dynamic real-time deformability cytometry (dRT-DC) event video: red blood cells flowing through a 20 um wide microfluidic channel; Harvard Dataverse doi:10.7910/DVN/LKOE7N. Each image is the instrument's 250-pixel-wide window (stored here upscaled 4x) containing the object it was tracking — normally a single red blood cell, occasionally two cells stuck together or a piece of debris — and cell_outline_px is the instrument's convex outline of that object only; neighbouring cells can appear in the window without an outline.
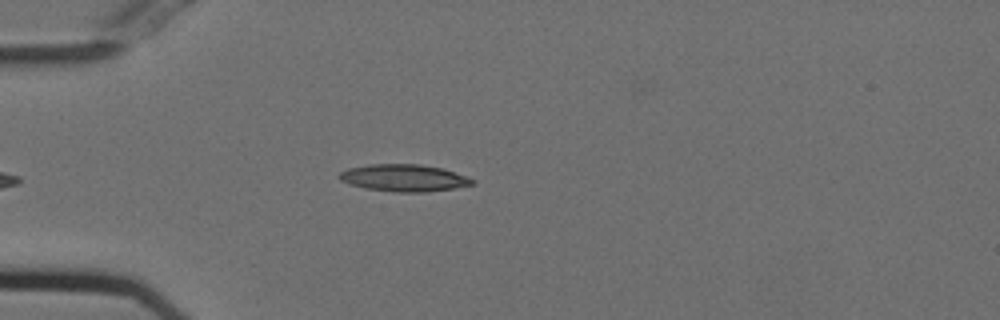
{"species": "Egyptian fruit bat (a non-hibernating species)", "species_latin": "Rousettus aegyptiacus", "temperature_condition": "cold", "stored_images_in_passage": 38, "camera_frame_rate_fps": 3000, "um_per_image_px": 0.085, "animal": {"sex": "female"}, "frame": {"image": 1, "passage_image": 2, "time_ms": 0.333, "image_size_px": [1000, 320], "cell_outline_px": [[476, 180], [472, 184], [452, 188], [424, 192], [396, 192], [368, 188], [348, 184], [340, 180], [336, 176], [340, 172], [348, 168], [368, 164], [420, 164], [444, 168], [468, 176]], "centroid_in_image_um": [34.32, 15.1], "position_along_channel_um": 50.7, "area_um2": 21.04}}
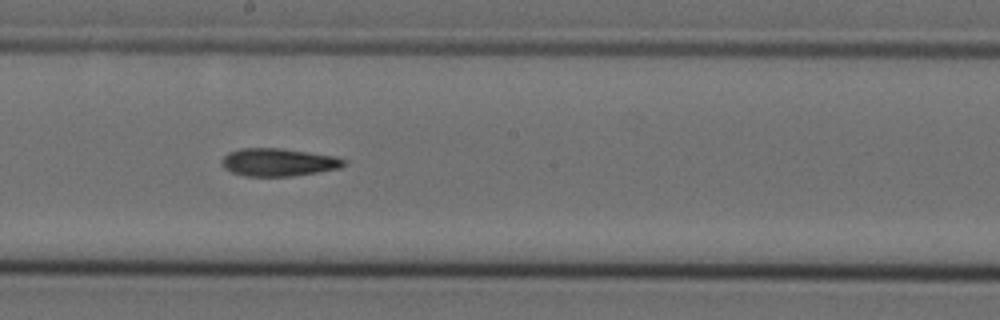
{"frame": {"image": 2, "passage_image": 17, "time_ms": 5.333, "image_size_px": [1000, 320], "cell_outline_px": [[344, 164], [340, 168], [292, 176], [244, 176], [232, 172], [224, 168], [220, 160], [228, 152], [240, 148], [280, 148], [336, 156], [344, 160]], "centroid_in_image_um": [23.61, 13.78], "position_along_channel_um": 224.6, "area_um2": 19.71}}
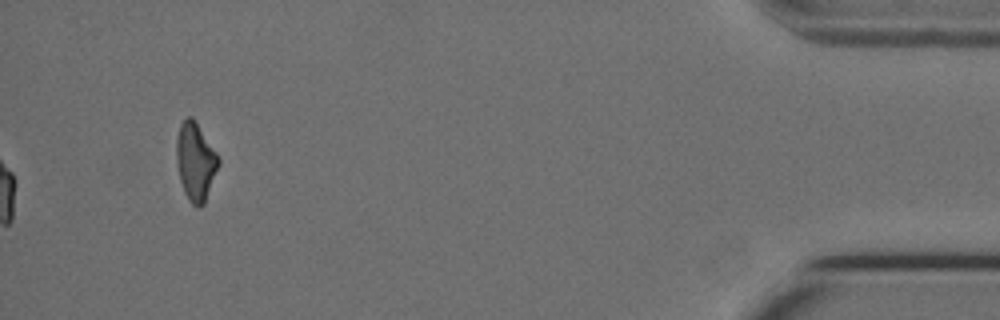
{"frame": {"image": 3, "passage_image": 38, "time_ms": 12.333, "image_size_px": [1000, 320], "cell_outline_px": [[220, 164], [204, 204], [200, 208], [196, 208], [188, 200], [184, 192], [180, 180], [176, 160], [176, 140], [180, 124], [188, 116], [192, 116], [216, 152], [220, 160]], "centroid_in_image_um": [16.62, 13.77], "position_along_channel_um": 418.6, "area_um2": 19.13}}